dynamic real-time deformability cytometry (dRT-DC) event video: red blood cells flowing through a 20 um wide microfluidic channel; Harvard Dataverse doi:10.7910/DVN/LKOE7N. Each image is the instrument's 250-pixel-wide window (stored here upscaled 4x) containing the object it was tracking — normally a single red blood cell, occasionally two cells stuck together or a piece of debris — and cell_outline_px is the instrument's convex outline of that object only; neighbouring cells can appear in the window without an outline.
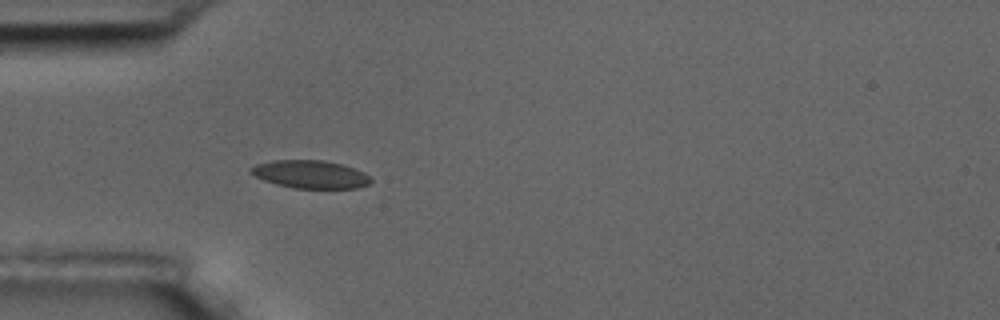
{"species": "common noctule bat (a hibernating species)", "species_latin": "Nyctalus noctula", "temperature_condition": "room temperature", "stored_images_in_passage": 2, "camera_frame_rate_fps": 3000, "um_per_image_px": 0.085, "animal": {"sex": "male", "body_mass_g": 17.5, "forearm_length_mm": 52.3}, "frame": {"image": 1, "passage_image": 2, "time_ms": 1.333, "image_size_px": [1000, 320], "cell_outline_px": [[372, 180], [368, 184], [356, 188], [296, 188], [276, 184], [264, 180], [248, 172], [248, 168], [256, 164], [272, 160], [324, 160], [340, 164], [364, 172]], "centroid_in_image_um": [26.33, 14.81], "position_along_channel_um": 58.7, "area_um2": 19.42}}